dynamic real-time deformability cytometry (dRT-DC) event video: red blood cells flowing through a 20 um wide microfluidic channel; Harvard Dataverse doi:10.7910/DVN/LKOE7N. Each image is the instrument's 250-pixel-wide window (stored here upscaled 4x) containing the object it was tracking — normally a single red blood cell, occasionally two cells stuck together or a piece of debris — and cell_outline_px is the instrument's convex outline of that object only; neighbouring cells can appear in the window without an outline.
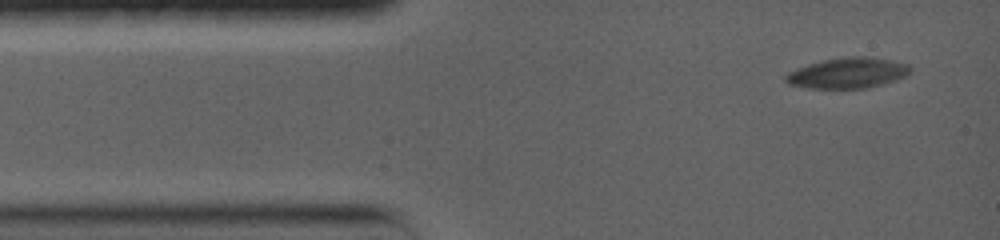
{"species": "common noctule bat (a hibernating species)", "species_latin": "Nyctalus noctula", "temperature_condition": "warm", "stored_images_in_passage": 4, "camera_frame_rate_fps": 5000, "um_per_image_px": 0.085, "animal": {"sex": "female", "body_mass_g": 19.0, "forearm_length_mm": 56.7}, "frame": {"image": 1, "passage_image": 1, "time_ms": 0.0, "image_size_px": [1000, 240], "cell_outline_px": [[912, 72], [896, 80], [864, 88], [808, 88], [788, 84], [784, 80], [784, 76], [788, 72], [796, 68], [808, 64], [824, 60], [852, 56], [864, 56], [892, 60], [908, 64], [912, 68]], "centroid_in_image_um": [72.04, 6.2], "position_along_channel_um": 13.0, "area_um2": 22.14}}
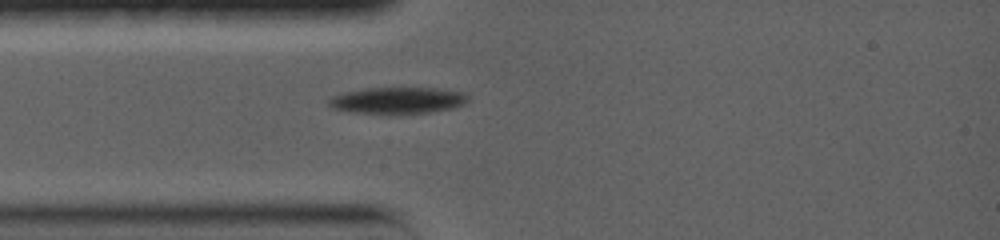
{"frame": {"image": 2, "passage_image": 4, "time_ms": 2.8, "image_size_px": [1000, 240], "cell_outline_px": [[468, 100], [464, 104], [452, 108], [428, 112], [392, 116], [352, 112], [332, 108], [328, 104], [328, 100], [332, 96], [344, 92], [364, 88], [436, 88], [464, 92], [468, 96]], "centroid_in_image_um": [33.77, 8.56], "position_along_channel_um": 51.2, "area_um2": 22.08}}